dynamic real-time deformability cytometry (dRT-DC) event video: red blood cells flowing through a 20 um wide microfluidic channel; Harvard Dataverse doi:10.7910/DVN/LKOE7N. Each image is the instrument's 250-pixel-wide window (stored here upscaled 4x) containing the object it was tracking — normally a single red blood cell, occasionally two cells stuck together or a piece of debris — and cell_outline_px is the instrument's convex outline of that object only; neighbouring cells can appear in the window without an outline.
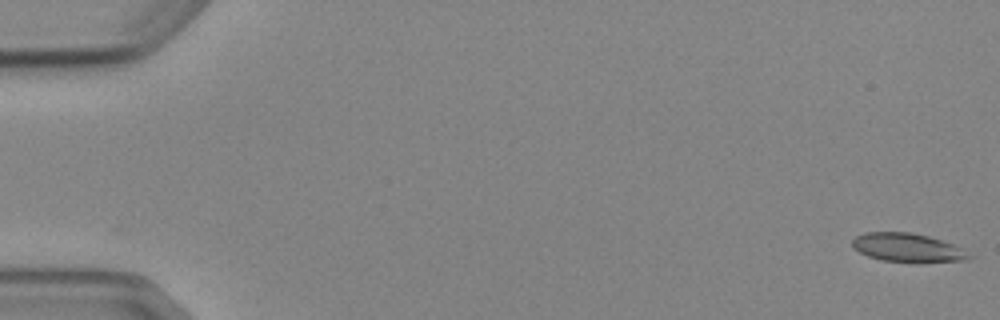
{"species": "Egyptian fruit bat (a non-hibernating species)", "species_latin": "Rousettus aegyptiacus", "temperature_condition": "cold", "stored_images_in_passage": 9, "camera_frame_rate_fps": 3000, "um_per_image_px": 0.085, "animal": {"sex": "female"}, "frame": {"image": 1, "passage_image": 1, "time_ms": 0.0, "image_size_px": [1000, 320], "cell_outline_px": [[972, 256], [968, 260], [920, 264], [916, 264], [880, 260], [868, 256], [852, 248], [852, 240], [856, 236], [864, 232], [912, 232], [928, 236], [964, 248]], "centroid_in_image_um": [77.17, 21.08], "position_along_channel_um": 7.8, "area_um2": 20.17}}
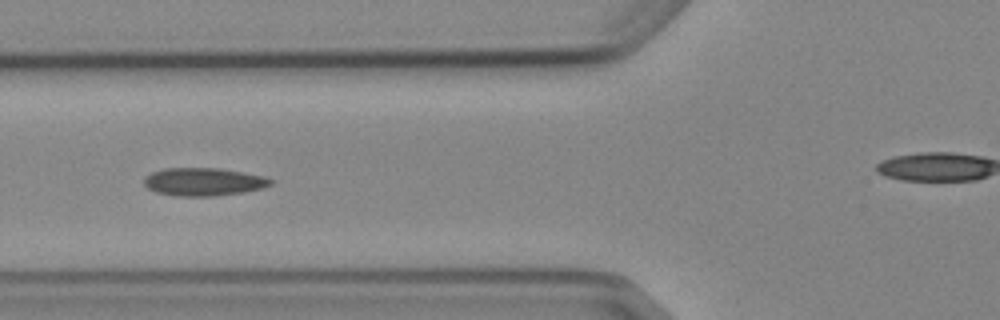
{"frame": {"image": 2, "passage_image": 6, "time_ms": 6.667, "image_size_px": [1000, 320], "cell_outline_px": [[272, 184], [260, 188], [244, 192], [216, 196], [176, 196], [156, 192], [148, 188], [144, 184], [144, 176], [152, 172], [164, 168], [216, 168], [244, 172], [264, 176], [272, 180]], "centroid_in_image_um": [17.27, 15.45], "position_along_channel_um": 108.5, "area_um2": 20.63}}